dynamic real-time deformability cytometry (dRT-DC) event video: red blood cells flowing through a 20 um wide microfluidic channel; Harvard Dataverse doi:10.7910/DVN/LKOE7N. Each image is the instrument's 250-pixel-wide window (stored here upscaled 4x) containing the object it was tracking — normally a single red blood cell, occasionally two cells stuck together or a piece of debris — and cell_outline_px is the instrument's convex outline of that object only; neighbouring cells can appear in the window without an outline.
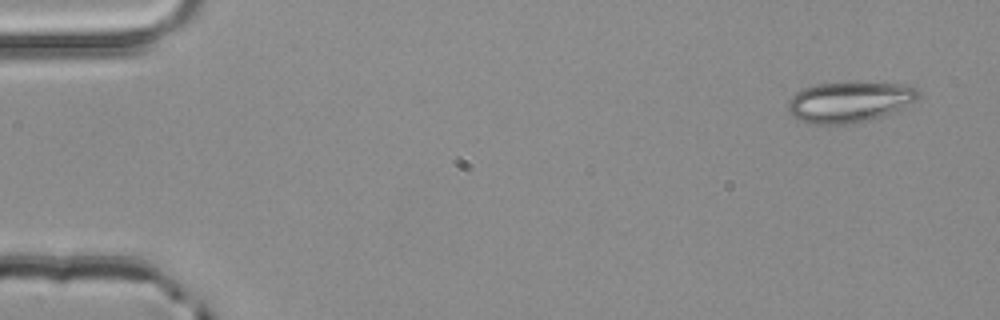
{"species": "common noctule bat (a hibernating species)", "species_latin": "Nyctalus noctula", "temperature_condition": "room temperature", "stored_images_in_passage": 3, "camera_frame_rate_fps": 3000, "um_per_image_px": 0.085, "animal": {"sex": "male", "body_mass_g": 20.4}, "frame": {"image": 1, "passage_image": 1, "time_ms": 0.0, "image_size_px": [1000, 320], "cell_outline_px": [[920, 96], [916, 100], [892, 112], [868, 120], [848, 124], [816, 124], [800, 120], [792, 116], [788, 112], [788, 100], [796, 92], [804, 88], [816, 84], [912, 84], [920, 92]], "centroid_in_image_um": [72.19, 8.68], "position_along_channel_um": 12.8, "area_um2": 30.29}}